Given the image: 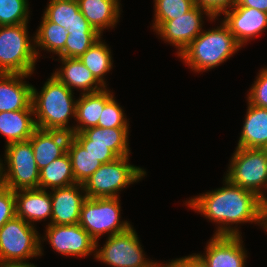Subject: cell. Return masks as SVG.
Listing matches in <instances>:
<instances>
[{"label": "cell", "instance_id": "obj_35", "mask_svg": "<svg viewBox=\"0 0 267 267\" xmlns=\"http://www.w3.org/2000/svg\"><path fill=\"white\" fill-rule=\"evenodd\" d=\"M247 101L254 106L267 108V66L256 76L247 94Z\"/></svg>", "mask_w": 267, "mask_h": 267}, {"label": "cell", "instance_id": "obj_8", "mask_svg": "<svg viewBox=\"0 0 267 267\" xmlns=\"http://www.w3.org/2000/svg\"><path fill=\"white\" fill-rule=\"evenodd\" d=\"M15 216L0 228V263L26 261L43 255L40 233Z\"/></svg>", "mask_w": 267, "mask_h": 267}, {"label": "cell", "instance_id": "obj_28", "mask_svg": "<svg viewBox=\"0 0 267 267\" xmlns=\"http://www.w3.org/2000/svg\"><path fill=\"white\" fill-rule=\"evenodd\" d=\"M67 37L68 32L64 27L49 21L43 15L42 22L34 34L37 57L40 55L39 49L58 55L64 49Z\"/></svg>", "mask_w": 267, "mask_h": 267}, {"label": "cell", "instance_id": "obj_21", "mask_svg": "<svg viewBox=\"0 0 267 267\" xmlns=\"http://www.w3.org/2000/svg\"><path fill=\"white\" fill-rule=\"evenodd\" d=\"M79 10L90 25L100 34L107 28H114L120 20L119 0H77Z\"/></svg>", "mask_w": 267, "mask_h": 267}, {"label": "cell", "instance_id": "obj_29", "mask_svg": "<svg viewBox=\"0 0 267 267\" xmlns=\"http://www.w3.org/2000/svg\"><path fill=\"white\" fill-rule=\"evenodd\" d=\"M75 182L84 184L102 163L85 150L72 136L67 145Z\"/></svg>", "mask_w": 267, "mask_h": 267}, {"label": "cell", "instance_id": "obj_36", "mask_svg": "<svg viewBox=\"0 0 267 267\" xmlns=\"http://www.w3.org/2000/svg\"><path fill=\"white\" fill-rule=\"evenodd\" d=\"M16 216V198L14 191L0 186V228Z\"/></svg>", "mask_w": 267, "mask_h": 267}, {"label": "cell", "instance_id": "obj_2", "mask_svg": "<svg viewBox=\"0 0 267 267\" xmlns=\"http://www.w3.org/2000/svg\"><path fill=\"white\" fill-rule=\"evenodd\" d=\"M73 94L54 75L47 79L41 91L38 92L33 86L32 106L36 127L74 133V127L68 124L71 118H75L77 99L73 98Z\"/></svg>", "mask_w": 267, "mask_h": 267}, {"label": "cell", "instance_id": "obj_9", "mask_svg": "<svg viewBox=\"0 0 267 267\" xmlns=\"http://www.w3.org/2000/svg\"><path fill=\"white\" fill-rule=\"evenodd\" d=\"M5 148V164L3 160L1 164L2 185L13 191L39 188L40 170L34 158L31 142H15L6 145Z\"/></svg>", "mask_w": 267, "mask_h": 267}, {"label": "cell", "instance_id": "obj_4", "mask_svg": "<svg viewBox=\"0 0 267 267\" xmlns=\"http://www.w3.org/2000/svg\"><path fill=\"white\" fill-rule=\"evenodd\" d=\"M28 23L0 26V73L32 75L37 59Z\"/></svg>", "mask_w": 267, "mask_h": 267}, {"label": "cell", "instance_id": "obj_33", "mask_svg": "<svg viewBox=\"0 0 267 267\" xmlns=\"http://www.w3.org/2000/svg\"><path fill=\"white\" fill-rule=\"evenodd\" d=\"M124 110L113 96L105 105L100 115L98 126L102 128H130Z\"/></svg>", "mask_w": 267, "mask_h": 267}, {"label": "cell", "instance_id": "obj_11", "mask_svg": "<svg viewBox=\"0 0 267 267\" xmlns=\"http://www.w3.org/2000/svg\"><path fill=\"white\" fill-rule=\"evenodd\" d=\"M203 15L211 21L214 18L208 11L195 5L187 13L166 22H153L152 28L161 39L173 45L177 56L203 31Z\"/></svg>", "mask_w": 267, "mask_h": 267}, {"label": "cell", "instance_id": "obj_5", "mask_svg": "<svg viewBox=\"0 0 267 267\" xmlns=\"http://www.w3.org/2000/svg\"><path fill=\"white\" fill-rule=\"evenodd\" d=\"M146 176L144 168L129 163V155L102 164L83 184L87 198L119 197L118 193Z\"/></svg>", "mask_w": 267, "mask_h": 267}, {"label": "cell", "instance_id": "obj_32", "mask_svg": "<svg viewBox=\"0 0 267 267\" xmlns=\"http://www.w3.org/2000/svg\"><path fill=\"white\" fill-rule=\"evenodd\" d=\"M195 6L194 0H154V22L175 19Z\"/></svg>", "mask_w": 267, "mask_h": 267}, {"label": "cell", "instance_id": "obj_10", "mask_svg": "<svg viewBox=\"0 0 267 267\" xmlns=\"http://www.w3.org/2000/svg\"><path fill=\"white\" fill-rule=\"evenodd\" d=\"M138 234L131 226L128 230L107 237L104 246L96 247L95 258L111 267H144L151 261L145 258Z\"/></svg>", "mask_w": 267, "mask_h": 267}, {"label": "cell", "instance_id": "obj_13", "mask_svg": "<svg viewBox=\"0 0 267 267\" xmlns=\"http://www.w3.org/2000/svg\"><path fill=\"white\" fill-rule=\"evenodd\" d=\"M241 235H213L205 247V254H198L208 267H245L248 257Z\"/></svg>", "mask_w": 267, "mask_h": 267}, {"label": "cell", "instance_id": "obj_43", "mask_svg": "<svg viewBox=\"0 0 267 267\" xmlns=\"http://www.w3.org/2000/svg\"><path fill=\"white\" fill-rule=\"evenodd\" d=\"M2 160L0 159V186L2 185Z\"/></svg>", "mask_w": 267, "mask_h": 267}, {"label": "cell", "instance_id": "obj_27", "mask_svg": "<svg viewBox=\"0 0 267 267\" xmlns=\"http://www.w3.org/2000/svg\"><path fill=\"white\" fill-rule=\"evenodd\" d=\"M79 59L92 72L95 79L107 88L105 75L113 68V59L109 46L100 38Z\"/></svg>", "mask_w": 267, "mask_h": 267}, {"label": "cell", "instance_id": "obj_12", "mask_svg": "<svg viewBox=\"0 0 267 267\" xmlns=\"http://www.w3.org/2000/svg\"><path fill=\"white\" fill-rule=\"evenodd\" d=\"M45 237L52 249L63 256L87 257L94 255L96 241L87 233L79 223L70 225H47Z\"/></svg>", "mask_w": 267, "mask_h": 267}, {"label": "cell", "instance_id": "obj_31", "mask_svg": "<svg viewBox=\"0 0 267 267\" xmlns=\"http://www.w3.org/2000/svg\"><path fill=\"white\" fill-rule=\"evenodd\" d=\"M28 0H0V26L29 23Z\"/></svg>", "mask_w": 267, "mask_h": 267}, {"label": "cell", "instance_id": "obj_42", "mask_svg": "<svg viewBox=\"0 0 267 267\" xmlns=\"http://www.w3.org/2000/svg\"><path fill=\"white\" fill-rule=\"evenodd\" d=\"M161 266H162V263H158V261L155 262L152 260L148 265H146L144 267H161Z\"/></svg>", "mask_w": 267, "mask_h": 267}, {"label": "cell", "instance_id": "obj_20", "mask_svg": "<svg viewBox=\"0 0 267 267\" xmlns=\"http://www.w3.org/2000/svg\"><path fill=\"white\" fill-rule=\"evenodd\" d=\"M43 15L71 32H97L79 10L77 0H49Z\"/></svg>", "mask_w": 267, "mask_h": 267}, {"label": "cell", "instance_id": "obj_39", "mask_svg": "<svg viewBox=\"0 0 267 267\" xmlns=\"http://www.w3.org/2000/svg\"><path fill=\"white\" fill-rule=\"evenodd\" d=\"M187 267H208L205 261L198 254H191L189 256L179 258Z\"/></svg>", "mask_w": 267, "mask_h": 267}, {"label": "cell", "instance_id": "obj_26", "mask_svg": "<svg viewBox=\"0 0 267 267\" xmlns=\"http://www.w3.org/2000/svg\"><path fill=\"white\" fill-rule=\"evenodd\" d=\"M92 143L107 144L118 157L130 155L129 128L90 127L81 132Z\"/></svg>", "mask_w": 267, "mask_h": 267}, {"label": "cell", "instance_id": "obj_22", "mask_svg": "<svg viewBox=\"0 0 267 267\" xmlns=\"http://www.w3.org/2000/svg\"><path fill=\"white\" fill-rule=\"evenodd\" d=\"M36 128L32 105L24 110L0 112V134L6 137V145L29 140Z\"/></svg>", "mask_w": 267, "mask_h": 267}, {"label": "cell", "instance_id": "obj_16", "mask_svg": "<svg viewBox=\"0 0 267 267\" xmlns=\"http://www.w3.org/2000/svg\"><path fill=\"white\" fill-rule=\"evenodd\" d=\"M71 134L60 130L36 128L29 138L39 170L67 152Z\"/></svg>", "mask_w": 267, "mask_h": 267}, {"label": "cell", "instance_id": "obj_24", "mask_svg": "<svg viewBox=\"0 0 267 267\" xmlns=\"http://www.w3.org/2000/svg\"><path fill=\"white\" fill-rule=\"evenodd\" d=\"M248 103L241 135L236 147H267V108H260Z\"/></svg>", "mask_w": 267, "mask_h": 267}, {"label": "cell", "instance_id": "obj_18", "mask_svg": "<svg viewBox=\"0 0 267 267\" xmlns=\"http://www.w3.org/2000/svg\"><path fill=\"white\" fill-rule=\"evenodd\" d=\"M29 76L0 73V112L24 110L32 105L33 85L24 79Z\"/></svg>", "mask_w": 267, "mask_h": 267}, {"label": "cell", "instance_id": "obj_17", "mask_svg": "<svg viewBox=\"0 0 267 267\" xmlns=\"http://www.w3.org/2000/svg\"><path fill=\"white\" fill-rule=\"evenodd\" d=\"M16 198V216L30 225L34 222L50 219L51 224L52 202L50 191L40 188L20 189L14 191Z\"/></svg>", "mask_w": 267, "mask_h": 267}, {"label": "cell", "instance_id": "obj_3", "mask_svg": "<svg viewBox=\"0 0 267 267\" xmlns=\"http://www.w3.org/2000/svg\"><path fill=\"white\" fill-rule=\"evenodd\" d=\"M203 30L178 56L194 72L214 69L241 49L228 27Z\"/></svg>", "mask_w": 267, "mask_h": 267}, {"label": "cell", "instance_id": "obj_7", "mask_svg": "<svg viewBox=\"0 0 267 267\" xmlns=\"http://www.w3.org/2000/svg\"><path fill=\"white\" fill-rule=\"evenodd\" d=\"M119 198H87L82 205L79 225L96 241V247L104 234L109 237L132 226L129 221H121Z\"/></svg>", "mask_w": 267, "mask_h": 267}, {"label": "cell", "instance_id": "obj_37", "mask_svg": "<svg viewBox=\"0 0 267 267\" xmlns=\"http://www.w3.org/2000/svg\"><path fill=\"white\" fill-rule=\"evenodd\" d=\"M237 0H194V4L218 18L225 10L235 6Z\"/></svg>", "mask_w": 267, "mask_h": 267}, {"label": "cell", "instance_id": "obj_41", "mask_svg": "<svg viewBox=\"0 0 267 267\" xmlns=\"http://www.w3.org/2000/svg\"><path fill=\"white\" fill-rule=\"evenodd\" d=\"M161 267H187L179 258L171 262L162 263Z\"/></svg>", "mask_w": 267, "mask_h": 267}, {"label": "cell", "instance_id": "obj_25", "mask_svg": "<svg viewBox=\"0 0 267 267\" xmlns=\"http://www.w3.org/2000/svg\"><path fill=\"white\" fill-rule=\"evenodd\" d=\"M76 184L72 171L71 160L66 152L61 157L52 161L39 172L40 189H57Z\"/></svg>", "mask_w": 267, "mask_h": 267}, {"label": "cell", "instance_id": "obj_30", "mask_svg": "<svg viewBox=\"0 0 267 267\" xmlns=\"http://www.w3.org/2000/svg\"><path fill=\"white\" fill-rule=\"evenodd\" d=\"M102 35L98 32H71L65 42L64 49L58 54L63 58H79L84 54Z\"/></svg>", "mask_w": 267, "mask_h": 267}, {"label": "cell", "instance_id": "obj_14", "mask_svg": "<svg viewBox=\"0 0 267 267\" xmlns=\"http://www.w3.org/2000/svg\"><path fill=\"white\" fill-rule=\"evenodd\" d=\"M222 14V22L242 47L267 29V13L255 8L235 5Z\"/></svg>", "mask_w": 267, "mask_h": 267}, {"label": "cell", "instance_id": "obj_40", "mask_svg": "<svg viewBox=\"0 0 267 267\" xmlns=\"http://www.w3.org/2000/svg\"><path fill=\"white\" fill-rule=\"evenodd\" d=\"M0 267H37L26 261L1 262Z\"/></svg>", "mask_w": 267, "mask_h": 267}, {"label": "cell", "instance_id": "obj_34", "mask_svg": "<svg viewBox=\"0 0 267 267\" xmlns=\"http://www.w3.org/2000/svg\"><path fill=\"white\" fill-rule=\"evenodd\" d=\"M71 136L102 164L112 162L118 158V156L108 148L107 144L92 143V140H88L81 132H74Z\"/></svg>", "mask_w": 267, "mask_h": 267}, {"label": "cell", "instance_id": "obj_6", "mask_svg": "<svg viewBox=\"0 0 267 267\" xmlns=\"http://www.w3.org/2000/svg\"><path fill=\"white\" fill-rule=\"evenodd\" d=\"M225 175L232 184L255 193L267 204L266 149L236 147Z\"/></svg>", "mask_w": 267, "mask_h": 267}, {"label": "cell", "instance_id": "obj_19", "mask_svg": "<svg viewBox=\"0 0 267 267\" xmlns=\"http://www.w3.org/2000/svg\"><path fill=\"white\" fill-rule=\"evenodd\" d=\"M58 60H60L62 66L59 69L57 68L52 75L71 91L76 88L81 91V94H87L104 89L79 58L59 57Z\"/></svg>", "mask_w": 267, "mask_h": 267}, {"label": "cell", "instance_id": "obj_38", "mask_svg": "<svg viewBox=\"0 0 267 267\" xmlns=\"http://www.w3.org/2000/svg\"><path fill=\"white\" fill-rule=\"evenodd\" d=\"M235 5L255 8L259 11L267 13V0H237Z\"/></svg>", "mask_w": 267, "mask_h": 267}, {"label": "cell", "instance_id": "obj_1", "mask_svg": "<svg viewBox=\"0 0 267 267\" xmlns=\"http://www.w3.org/2000/svg\"><path fill=\"white\" fill-rule=\"evenodd\" d=\"M223 187L192 197L186 205L218 224L214 235H241L232 224L256 223L267 232V204L255 193L232 184L226 177Z\"/></svg>", "mask_w": 267, "mask_h": 267}, {"label": "cell", "instance_id": "obj_15", "mask_svg": "<svg viewBox=\"0 0 267 267\" xmlns=\"http://www.w3.org/2000/svg\"><path fill=\"white\" fill-rule=\"evenodd\" d=\"M52 215L50 225L79 223L81 208L87 195L82 184L53 189L51 192Z\"/></svg>", "mask_w": 267, "mask_h": 267}, {"label": "cell", "instance_id": "obj_23", "mask_svg": "<svg viewBox=\"0 0 267 267\" xmlns=\"http://www.w3.org/2000/svg\"><path fill=\"white\" fill-rule=\"evenodd\" d=\"M114 96L112 91L104 88L94 93L81 94L76 101L74 132L98 126L104 105Z\"/></svg>", "mask_w": 267, "mask_h": 267}]
</instances>
